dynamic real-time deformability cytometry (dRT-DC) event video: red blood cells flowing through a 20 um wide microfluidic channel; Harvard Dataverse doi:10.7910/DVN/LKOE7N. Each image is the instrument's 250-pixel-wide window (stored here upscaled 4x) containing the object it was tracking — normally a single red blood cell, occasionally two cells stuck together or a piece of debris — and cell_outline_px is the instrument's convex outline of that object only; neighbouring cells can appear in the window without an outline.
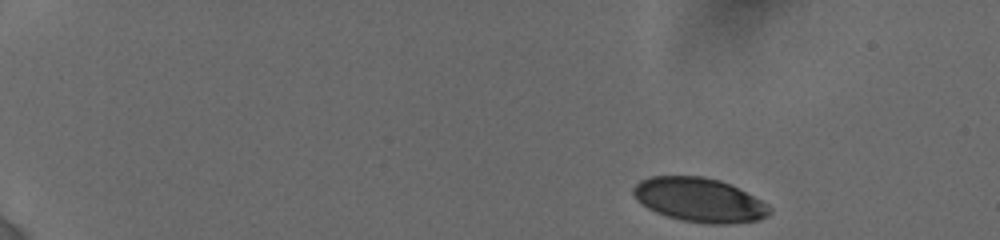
{"species": "human", "species_latin": "Homo sapiens", "temperature_condition": "cold", "stored_images_in_passage": 6, "camera_frame_rate_fps": 3000, "um_per_image_px": 0.085, "donor": {"sex": "female"}, "frame": {"image": 1, "passage_image": 1, "time_ms": 0.0, "image_size_px": [1000, 240], "cell_outline_px": [[772, 212], [768, 216], [760, 220], [732, 224], [704, 224], [680, 220], [656, 212], [648, 208], [636, 200], [632, 192], [632, 188], [640, 180], [652, 176], [704, 176], [720, 180], [768, 204], [772, 208]], "centroid_in_image_um": [59.44, 17.01], "position_along_channel_um": 25.6, "area_um2": 35.14}}
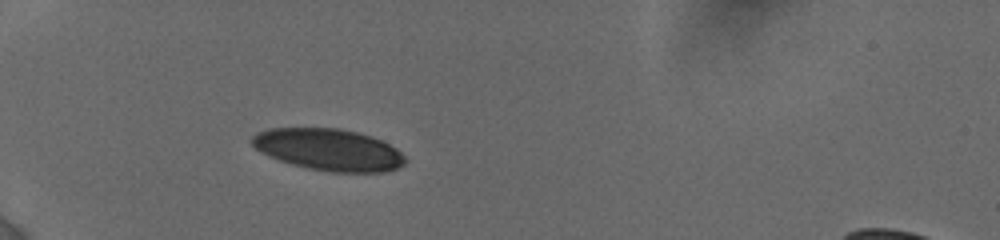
{"frame": {"image": 2, "passage_image": 5, "time_ms": 3.667, "image_size_px": [1000, 240], "cell_outline_px": [[408, 160], [404, 164], [396, 168], [384, 172], [332, 172], [308, 168], [292, 164], [268, 156], [260, 152], [252, 144], [252, 136], [268, 128], [336, 128], [356, 132], [372, 136], [396, 148]], "centroid_in_image_um": [27.94, 12.72], "position_along_channel_um": 57.1, "area_um2": 37.11}}